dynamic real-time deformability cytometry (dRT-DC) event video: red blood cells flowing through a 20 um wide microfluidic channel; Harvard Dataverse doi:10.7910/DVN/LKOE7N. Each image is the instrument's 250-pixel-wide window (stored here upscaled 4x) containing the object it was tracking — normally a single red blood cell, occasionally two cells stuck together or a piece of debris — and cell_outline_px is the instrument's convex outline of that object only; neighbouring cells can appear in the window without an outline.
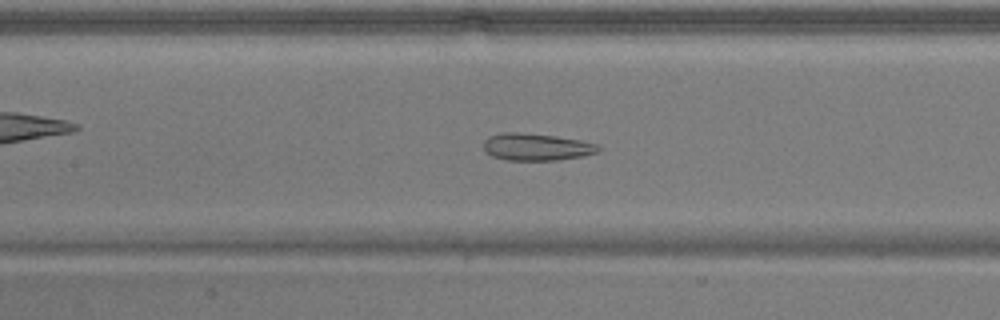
{"species": "common noctule bat (a hibernating species)", "species_latin": "Nyctalus noctula", "temperature_condition": "warm", "stored_images_in_passage": 52, "camera_frame_rate_fps": 3000, "um_per_image_px": 0.085, "animal": {"sex": "male", "body_mass_g": 17.9}, "frame": {"image": 1, "passage_image": 23, "time_ms": 7.333, "image_size_px": [1000, 320], "cell_outline_px": [[600, 152], [584, 156], [556, 160], [508, 160], [492, 156], [484, 148], [484, 140], [488, 136], [504, 132], [516, 132], [556, 136], [580, 140], [596, 144], [600, 148]], "centroid_in_image_um": [45.61, 12.49], "position_along_channel_um": 161.8, "area_um2": 18.09}, "authors_computed_cell_mechanics": {"area_um2": 24.0448, "velocity_mm_per_s": 3.8139, "shape_relaxation_time_tau1_ms": null, "shape_relaxation_time_tau2_ms": 1.5342, "deformation_change_tau1": null, "deformation_change_tau2": 0.1012}}